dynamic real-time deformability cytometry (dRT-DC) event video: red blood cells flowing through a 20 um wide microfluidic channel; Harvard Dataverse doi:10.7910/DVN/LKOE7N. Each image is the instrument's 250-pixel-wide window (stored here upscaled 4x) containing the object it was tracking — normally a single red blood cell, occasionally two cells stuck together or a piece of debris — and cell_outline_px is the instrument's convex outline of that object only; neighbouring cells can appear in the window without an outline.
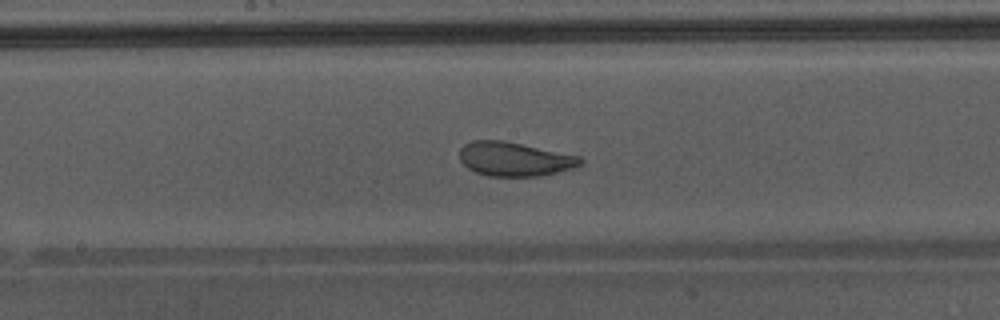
{"species": "Egyptian fruit bat (a non-hibernating species)", "species_latin": "Rousettus aegyptiacus", "temperature_condition": "warm", "stored_images_in_passage": 49, "camera_frame_rate_fps": 3000, "um_per_image_px": 0.085, "animal": {"sex": "male"}, "frame": {"image": 1, "passage_image": 28, "time_ms": 9.0, "image_size_px": [1000, 320], "cell_outline_px": [[584, 164], [572, 168], [540, 176], [488, 176], [476, 172], [468, 168], [460, 160], [460, 148], [464, 144], [472, 140], [500, 140], [580, 156], [584, 160]], "centroid_in_image_um": [43.73, 13.52], "position_along_channel_um": 204.5, "area_um2": 23.81}}